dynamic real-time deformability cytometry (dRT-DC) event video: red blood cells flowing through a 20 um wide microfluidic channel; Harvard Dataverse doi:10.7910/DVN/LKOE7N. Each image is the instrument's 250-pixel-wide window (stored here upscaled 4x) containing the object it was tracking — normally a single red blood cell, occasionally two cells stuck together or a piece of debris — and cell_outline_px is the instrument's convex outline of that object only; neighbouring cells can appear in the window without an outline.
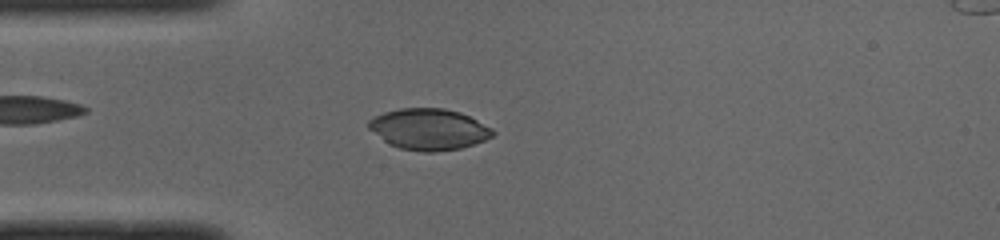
{"species": "common noctule bat (a hibernating species)", "species_latin": "Nyctalus noctula", "temperature_condition": "cold", "stored_images_in_passage": 49, "camera_frame_rate_fps": 3000, "um_per_image_px": 0.085, "animal": {"sex": "male", "body_mass_g": 19.0, "forearm_length_mm": 50.8}, "frame": {"image": 1, "passage_image": 12, "time_ms": 3.667, "image_size_px": [1000, 240], "cell_outline_px": [[496, 132], [492, 136], [484, 140], [460, 148], [432, 152], [424, 152], [400, 148], [384, 140], [368, 128], [368, 120], [384, 112], [400, 108], [444, 108], [460, 112], [492, 128]], "centroid_in_image_um": [36.45, 10.97], "position_along_channel_um": 48.5, "area_um2": 29.42}}
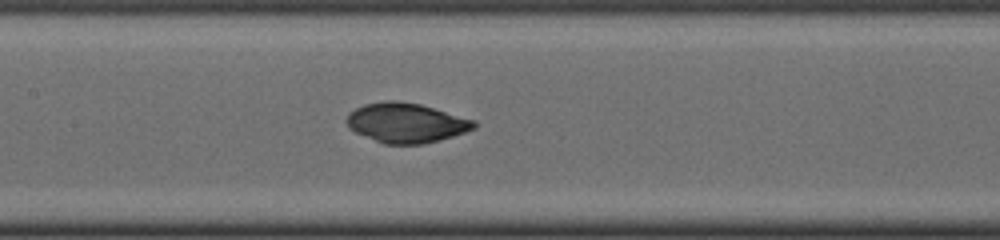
{"frame": {"image": 2, "passage_image": 22, "time_ms": 7.0, "image_size_px": [1000, 240], "cell_outline_px": [[476, 128], [440, 140], [424, 144], [384, 144], [356, 132], [348, 128], [348, 112], [364, 104], [384, 100], [396, 100], [420, 104], [476, 120]], "centroid_in_image_um": [34.53, 10.43], "position_along_channel_um": 172.9, "area_um2": 29.42}}
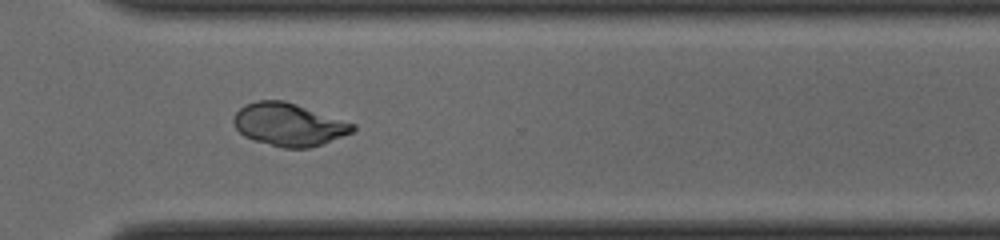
{"frame": {"image": 3, "passage_image": 35, "time_ms": 11.333, "image_size_px": [1000, 240], "cell_outline_px": [[356, 128], [352, 132], [320, 144], [308, 148], [284, 148], [256, 140], [244, 136], [236, 128], [232, 120], [236, 112], [240, 108], [256, 100], [284, 100], [356, 124]], "centroid_in_image_um": [24.53, 10.57], "position_along_channel_um": 346.1, "area_um2": 29.25}, "authors_computed_cell_mechanics": {"area_um2": 29.3624, "velocity_mm_per_s": 3.9954, "shape_relaxation_time_tau1_ms": null, "shape_relaxation_time_tau2_ms": 6.2433, "deformation_change_tau1": null, "deformation_change_tau2": 0.0462}}